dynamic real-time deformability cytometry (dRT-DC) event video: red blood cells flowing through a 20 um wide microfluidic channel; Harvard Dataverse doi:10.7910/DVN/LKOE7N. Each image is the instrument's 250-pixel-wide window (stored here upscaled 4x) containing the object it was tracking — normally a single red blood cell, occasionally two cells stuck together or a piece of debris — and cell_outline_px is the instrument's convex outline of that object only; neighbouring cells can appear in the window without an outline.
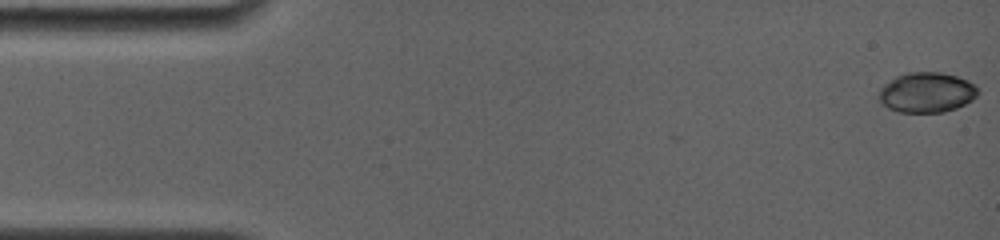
{"species": "common noctule bat (a hibernating species)", "species_latin": "Nyctalus noctula", "temperature_condition": "room temperature", "stored_images_in_passage": 36, "camera_frame_rate_fps": 4000, "um_per_image_px": 0.085, "animal": {"sex": "female", "body_mass_g": 19.0, "forearm_length_mm": 56.7}, "frame": {"image": 1, "passage_image": 1, "time_ms": 0.0, "image_size_px": [1000, 240], "cell_outline_px": [[980, 92], [972, 100], [956, 108], [944, 112], [896, 112], [880, 104], [876, 96], [880, 88], [884, 84], [896, 76], [908, 72], [940, 72], [956, 76], [968, 80]], "centroid_in_image_um": [78.71, 7.86], "position_along_channel_um": 6.3, "area_um2": 23.41}}
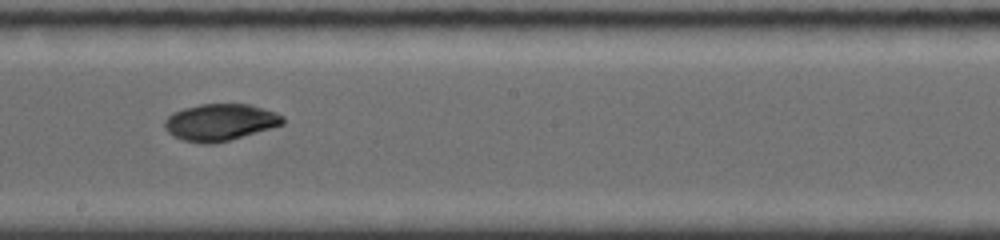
{"frame": {"image": 2, "passage_image": 20, "time_ms": 9.25, "image_size_px": [1000, 240], "cell_outline_px": [[284, 124], [228, 140], [212, 144], [204, 144], [184, 140], [172, 136], [164, 128], [164, 120], [172, 112], [184, 108], [200, 104], [248, 104], [276, 112], [284, 116]], "centroid_in_image_um": [18.68, 10.38], "position_along_channel_um": 229.5, "area_um2": 25.26}}
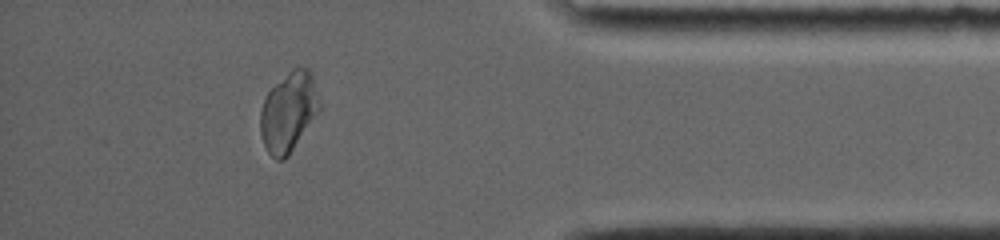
{"frame": {"image": 3, "passage_image": 34, "time_ms": 14.5, "image_size_px": [1000, 240], "cell_outline_px": [[324, 108], [288, 156], [284, 160], [276, 160], [268, 152], [264, 144], [260, 132], [260, 112], [264, 100], [268, 92], [292, 68], [308, 68], [312, 72]], "centroid_in_image_um": [24.6, 9.52], "position_along_channel_um": 410.6, "area_um2": 28.03}, "authors_computed_cell_mechanics": {"area_um2": 25.2297, "velocity_mm_per_s": 3.8062, "shape_relaxation_time_tau1_ms": 6.7821, "shape_relaxation_time_tau2_ms": 3.5384, "deformation_change_tau1": 0.137, "deformation_change_tau2": 0.0422}}